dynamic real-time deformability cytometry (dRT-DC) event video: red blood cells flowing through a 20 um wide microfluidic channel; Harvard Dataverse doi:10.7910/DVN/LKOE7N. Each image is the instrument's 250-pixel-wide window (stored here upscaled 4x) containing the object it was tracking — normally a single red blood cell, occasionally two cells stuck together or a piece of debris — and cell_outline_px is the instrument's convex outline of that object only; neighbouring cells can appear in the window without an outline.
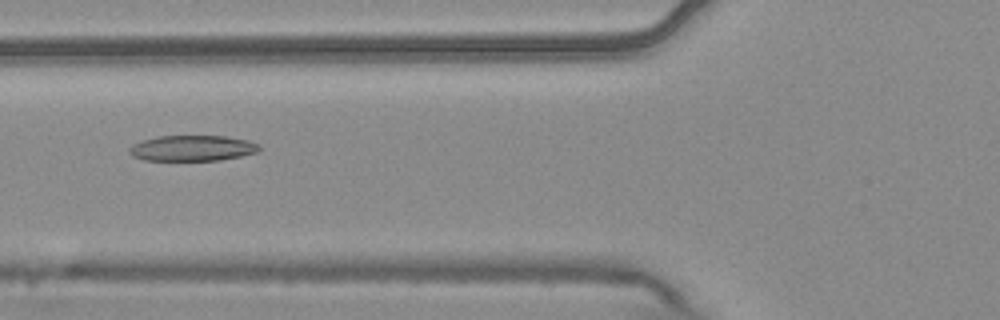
{"species": "common noctule bat (a hibernating species)", "species_latin": "Nyctalus noctula", "temperature_condition": "warm", "stored_images_in_passage": 7, "camera_frame_rate_fps": 3000, "um_per_image_px": 0.085, "animal": {"sex": "male", "body_mass_g": 20.4}, "frame": {"image": 1, "passage_image": 5, "time_ms": 1.333, "image_size_px": [1000, 320], "cell_outline_px": [[260, 148], [256, 152], [240, 156], [220, 160], [144, 160], [132, 156], [128, 152], [128, 148], [132, 144], [156, 136], [224, 136], [248, 140], [260, 144]], "centroid_in_image_um": [16.32, 12.59], "position_along_channel_um": 109.5, "area_um2": 19.42}}
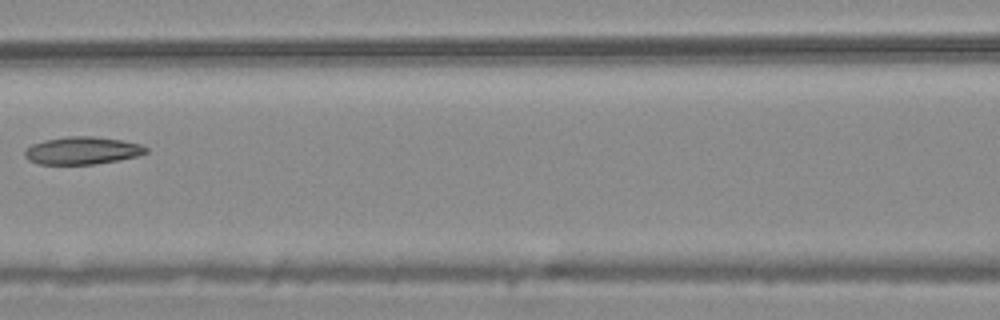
{"frame": {"image": 2, "passage_image": 6, "time_ms": 1.667, "image_size_px": [1000, 320], "cell_outline_px": [[148, 152], [136, 156], [116, 160], [92, 164], [36, 164], [28, 160], [24, 156], [24, 152], [32, 144], [44, 140], [64, 136], [96, 136], [124, 140], [140, 144], [148, 148]], "centroid_in_image_um": [6.97, 12.78], "position_along_channel_um": 159.6, "area_um2": 19.54}}
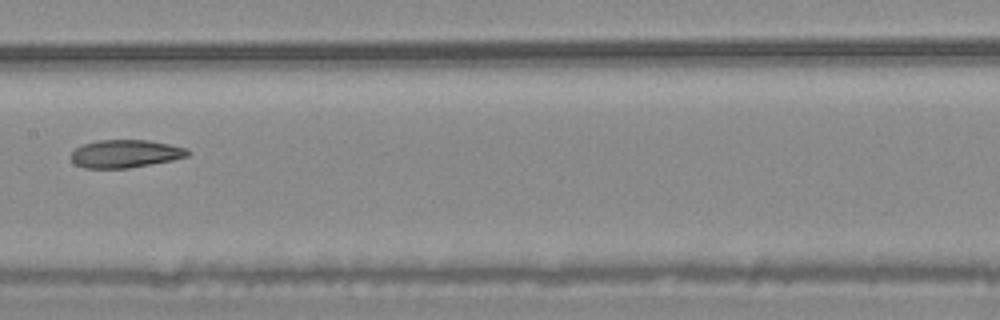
{"frame": {"image": 3, "passage_image": 7, "time_ms": 2.0, "image_size_px": [1000, 320], "cell_outline_px": [[188, 156], [172, 160], [128, 168], [84, 168], [76, 164], [72, 160], [72, 152], [76, 148], [84, 144], [100, 140], [148, 140], [188, 148]], "centroid_in_image_um": [10.66, 13.06], "position_along_channel_um": 196.7, "area_um2": 18.73}}